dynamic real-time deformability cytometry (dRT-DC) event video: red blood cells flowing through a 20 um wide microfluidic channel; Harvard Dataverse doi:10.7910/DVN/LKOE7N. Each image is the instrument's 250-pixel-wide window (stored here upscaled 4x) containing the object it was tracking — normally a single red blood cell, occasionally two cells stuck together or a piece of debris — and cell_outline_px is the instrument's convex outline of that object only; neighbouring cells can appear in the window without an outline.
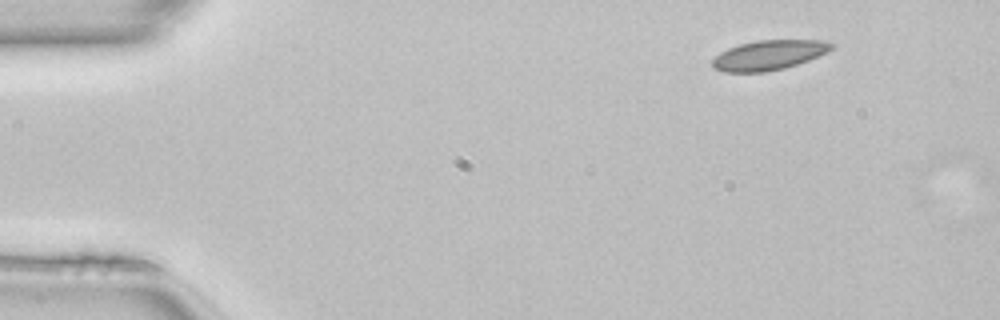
{"species": "common noctule bat (a hibernating species)", "species_latin": "Nyctalus noctula", "temperature_condition": "room temperature", "stored_images_in_passage": 6, "camera_frame_rate_fps": 3000, "um_per_image_px": 0.085, "animal": {"sex": "female", "body_mass_g": 22.7, "forearm_length_mm": 54.2}, "frame": {"image": 1, "passage_image": 1, "time_ms": 0.0, "image_size_px": [1000, 320], "cell_outline_px": [[836, 44], [828, 52], [808, 60], [784, 68], [764, 72], [724, 72], [712, 68], [712, 60], [720, 52], [728, 48], [740, 44], [756, 40], [820, 40]], "centroid_in_image_um": [65.33, 4.68], "position_along_channel_um": 19.7, "area_um2": 20.63}}